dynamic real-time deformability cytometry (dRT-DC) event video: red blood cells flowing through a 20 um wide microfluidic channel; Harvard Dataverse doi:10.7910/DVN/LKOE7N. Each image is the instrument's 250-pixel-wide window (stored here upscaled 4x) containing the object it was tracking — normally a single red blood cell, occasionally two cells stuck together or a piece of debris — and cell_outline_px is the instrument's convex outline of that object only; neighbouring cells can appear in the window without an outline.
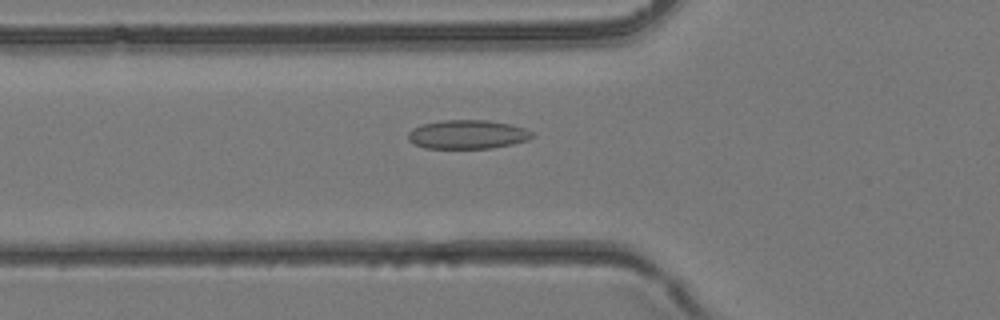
{"species": "common noctule bat (a hibernating species)", "species_latin": "Nyctalus noctula", "temperature_condition": "room temperature", "stored_images_in_passage": 3, "camera_frame_rate_fps": 3000, "um_per_image_px": 0.085, "animal": {"sex": "female", "body_mass_g": 24.6, "forearm_length_mm": 56.2}, "frame": {"image": 1, "passage_image": 3, "time_ms": 0.667, "image_size_px": [1000, 320], "cell_outline_px": [[536, 136], [528, 140], [512, 144], [492, 148], [424, 148], [408, 140], [408, 132], [412, 128], [424, 124], [440, 120], [488, 120], [512, 124], [524, 128], [532, 132]], "centroid_in_image_um": [39.76, 11.42], "position_along_channel_um": 86.0, "area_um2": 20.98}}